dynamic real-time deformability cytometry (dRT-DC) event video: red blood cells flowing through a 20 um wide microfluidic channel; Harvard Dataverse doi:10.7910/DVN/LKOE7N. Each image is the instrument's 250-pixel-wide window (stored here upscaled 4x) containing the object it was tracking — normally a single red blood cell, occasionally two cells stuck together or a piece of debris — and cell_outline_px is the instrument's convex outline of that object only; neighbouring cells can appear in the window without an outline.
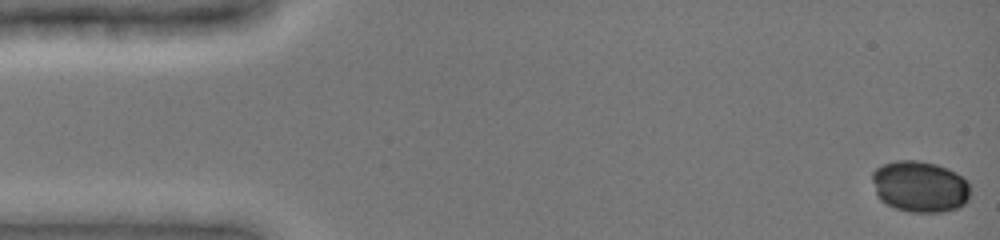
{"species": "common noctule bat (a hibernating species)", "species_latin": "Nyctalus noctula", "temperature_condition": "cold", "stored_images_in_passage": 44, "camera_frame_rate_fps": 3000, "um_per_image_px": 0.085, "animal": {"sex": "female", "body_mass_g": 19.0, "forearm_length_mm": 51.5}, "frame": {"image": 1, "passage_image": 1, "time_ms": 0.0, "image_size_px": [1000, 240], "cell_outline_px": [[968, 200], [960, 208], [944, 212], [908, 212], [896, 208], [880, 200], [876, 196], [872, 180], [872, 172], [876, 168], [884, 164], [896, 160], [916, 160], [936, 164], [948, 168], [956, 172], [968, 180]], "centroid_in_image_um": [78.19, 15.86], "position_along_channel_um": 6.8, "area_um2": 29.59}}
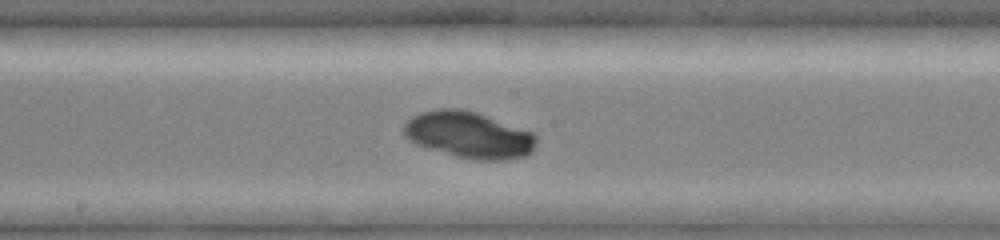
{"frame": {"image": 2, "passage_image": 26, "time_ms": 8.333, "image_size_px": [1000, 240], "cell_outline_px": [[536, 144], [532, 152], [524, 156], [504, 160], [476, 160], [456, 156], [424, 148], [408, 140], [404, 136], [404, 124], [412, 116], [420, 112], [436, 108], [464, 108], [536, 132]], "centroid_in_image_um": [39.85, 11.46], "position_along_channel_um": 208.3, "area_um2": 36.47}}
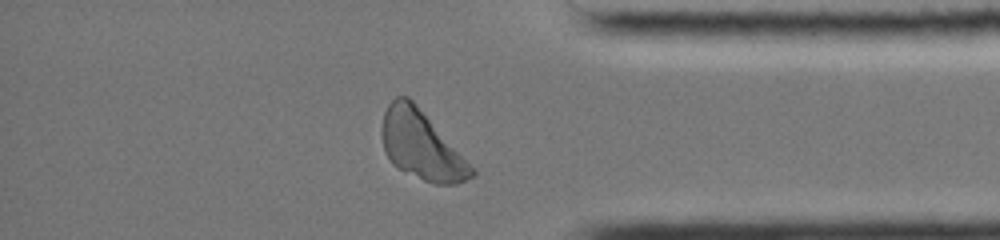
{"frame": {"image": 3, "passage_image": 41, "time_ms": 13.333, "image_size_px": [1000, 240], "cell_outline_px": [[476, 172], [472, 176], [456, 184], [436, 184], [424, 180], [396, 168], [392, 164], [384, 152], [380, 132], [380, 128], [384, 112], [388, 104], [396, 96], [408, 96], [416, 104], [476, 168]], "centroid_in_image_um": [35.8, 12.35], "position_along_channel_um": 399.4, "area_um2": 36.01}}